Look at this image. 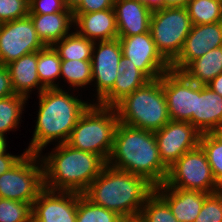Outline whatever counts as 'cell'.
<instances>
[{
	"mask_svg": "<svg viewBox=\"0 0 222 222\" xmlns=\"http://www.w3.org/2000/svg\"><path fill=\"white\" fill-rule=\"evenodd\" d=\"M61 59L53 46H45L37 51V73L41 85L38 87L41 93L45 89L58 88L54 84L55 78L60 77Z\"/></svg>",
	"mask_w": 222,
	"mask_h": 222,
	"instance_id": "d4e9b609",
	"label": "cell"
},
{
	"mask_svg": "<svg viewBox=\"0 0 222 222\" xmlns=\"http://www.w3.org/2000/svg\"><path fill=\"white\" fill-rule=\"evenodd\" d=\"M118 124L115 107L91 104L80 116L67 144L77 150L95 153L107 163Z\"/></svg>",
	"mask_w": 222,
	"mask_h": 222,
	"instance_id": "8992f818",
	"label": "cell"
},
{
	"mask_svg": "<svg viewBox=\"0 0 222 222\" xmlns=\"http://www.w3.org/2000/svg\"><path fill=\"white\" fill-rule=\"evenodd\" d=\"M122 48L119 66H136L149 80L160 78L171 69L155 46L151 33L118 36Z\"/></svg>",
	"mask_w": 222,
	"mask_h": 222,
	"instance_id": "30bf717a",
	"label": "cell"
},
{
	"mask_svg": "<svg viewBox=\"0 0 222 222\" xmlns=\"http://www.w3.org/2000/svg\"><path fill=\"white\" fill-rule=\"evenodd\" d=\"M193 126L201 134L222 131V96L207 85L196 83Z\"/></svg>",
	"mask_w": 222,
	"mask_h": 222,
	"instance_id": "e0dca14e",
	"label": "cell"
},
{
	"mask_svg": "<svg viewBox=\"0 0 222 222\" xmlns=\"http://www.w3.org/2000/svg\"><path fill=\"white\" fill-rule=\"evenodd\" d=\"M6 66L15 94L28 98L29 90L41 84L37 73V51L24 55Z\"/></svg>",
	"mask_w": 222,
	"mask_h": 222,
	"instance_id": "603a6c76",
	"label": "cell"
},
{
	"mask_svg": "<svg viewBox=\"0 0 222 222\" xmlns=\"http://www.w3.org/2000/svg\"><path fill=\"white\" fill-rule=\"evenodd\" d=\"M44 47L29 16L0 24V64L6 66Z\"/></svg>",
	"mask_w": 222,
	"mask_h": 222,
	"instance_id": "8fae6325",
	"label": "cell"
},
{
	"mask_svg": "<svg viewBox=\"0 0 222 222\" xmlns=\"http://www.w3.org/2000/svg\"><path fill=\"white\" fill-rule=\"evenodd\" d=\"M107 164L144 177L154 187L164 184L168 175V168L159 156L154 132L120 122L115 131L114 145Z\"/></svg>",
	"mask_w": 222,
	"mask_h": 222,
	"instance_id": "6da1fadb",
	"label": "cell"
},
{
	"mask_svg": "<svg viewBox=\"0 0 222 222\" xmlns=\"http://www.w3.org/2000/svg\"><path fill=\"white\" fill-rule=\"evenodd\" d=\"M182 73L199 85H207L222 73V46L192 61Z\"/></svg>",
	"mask_w": 222,
	"mask_h": 222,
	"instance_id": "cb8c5ba5",
	"label": "cell"
},
{
	"mask_svg": "<svg viewBox=\"0 0 222 222\" xmlns=\"http://www.w3.org/2000/svg\"><path fill=\"white\" fill-rule=\"evenodd\" d=\"M190 0H163V7H187Z\"/></svg>",
	"mask_w": 222,
	"mask_h": 222,
	"instance_id": "b9f144b4",
	"label": "cell"
},
{
	"mask_svg": "<svg viewBox=\"0 0 222 222\" xmlns=\"http://www.w3.org/2000/svg\"><path fill=\"white\" fill-rule=\"evenodd\" d=\"M27 100L26 97L13 94L9 97L0 99V133L17 127L20 121L23 104Z\"/></svg>",
	"mask_w": 222,
	"mask_h": 222,
	"instance_id": "4dcf8cb0",
	"label": "cell"
},
{
	"mask_svg": "<svg viewBox=\"0 0 222 222\" xmlns=\"http://www.w3.org/2000/svg\"><path fill=\"white\" fill-rule=\"evenodd\" d=\"M74 23L80 28L77 33L96 42L110 41L118 38V29L114 9L91 13H73Z\"/></svg>",
	"mask_w": 222,
	"mask_h": 222,
	"instance_id": "ffe728a7",
	"label": "cell"
},
{
	"mask_svg": "<svg viewBox=\"0 0 222 222\" xmlns=\"http://www.w3.org/2000/svg\"><path fill=\"white\" fill-rule=\"evenodd\" d=\"M207 86L210 87L215 93L222 96V73L208 83Z\"/></svg>",
	"mask_w": 222,
	"mask_h": 222,
	"instance_id": "ab89813d",
	"label": "cell"
},
{
	"mask_svg": "<svg viewBox=\"0 0 222 222\" xmlns=\"http://www.w3.org/2000/svg\"><path fill=\"white\" fill-rule=\"evenodd\" d=\"M199 145L207 156L217 183L222 188V131L201 134Z\"/></svg>",
	"mask_w": 222,
	"mask_h": 222,
	"instance_id": "83f0119b",
	"label": "cell"
},
{
	"mask_svg": "<svg viewBox=\"0 0 222 222\" xmlns=\"http://www.w3.org/2000/svg\"><path fill=\"white\" fill-rule=\"evenodd\" d=\"M139 219L142 222H179L168 203L155 190L147 197Z\"/></svg>",
	"mask_w": 222,
	"mask_h": 222,
	"instance_id": "f546056e",
	"label": "cell"
},
{
	"mask_svg": "<svg viewBox=\"0 0 222 222\" xmlns=\"http://www.w3.org/2000/svg\"><path fill=\"white\" fill-rule=\"evenodd\" d=\"M114 11L118 36L149 32L152 11L138 0H115Z\"/></svg>",
	"mask_w": 222,
	"mask_h": 222,
	"instance_id": "d6986e66",
	"label": "cell"
},
{
	"mask_svg": "<svg viewBox=\"0 0 222 222\" xmlns=\"http://www.w3.org/2000/svg\"><path fill=\"white\" fill-rule=\"evenodd\" d=\"M38 157L24 152L13 167L0 175V198L33 204L45 188L44 167L35 165Z\"/></svg>",
	"mask_w": 222,
	"mask_h": 222,
	"instance_id": "9c48e42d",
	"label": "cell"
},
{
	"mask_svg": "<svg viewBox=\"0 0 222 222\" xmlns=\"http://www.w3.org/2000/svg\"><path fill=\"white\" fill-rule=\"evenodd\" d=\"M55 153L43 159L44 187L54 191L83 193L107 164L100 156L59 143Z\"/></svg>",
	"mask_w": 222,
	"mask_h": 222,
	"instance_id": "277c9868",
	"label": "cell"
},
{
	"mask_svg": "<svg viewBox=\"0 0 222 222\" xmlns=\"http://www.w3.org/2000/svg\"><path fill=\"white\" fill-rule=\"evenodd\" d=\"M191 27L186 7H163L152 11L149 31L156 49L169 64L179 56Z\"/></svg>",
	"mask_w": 222,
	"mask_h": 222,
	"instance_id": "52a82bcc",
	"label": "cell"
},
{
	"mask_svg": "<svg viewBox=\"0 0 222 222\" xmlns=\"http://www.w3.org/2000/svg\"><path fill=\"white\" fill-rule=\"evenodd\" d=\"M0 222H32V204L0 198Z\"/></svg>",
	"mask_w": 222,
	"mask_h": 222,
	"instance_id": "d6a6232c",
	"label": "cell"
},
{
	"mask_svg": "<svg viewBox=\"0 0 222 222\" xmlns=\"http://www.w3.org/2000/svg\"><path fill=\"white\" fill-rule=\"evenodd\" d=\"M94 43V41L74 32L63 37L53 47L61 60H91Z\"/></svg>",
	"mask_w": 222,
	"mask_h": 222,
	"instance_id": "484cf974",
	"label": "cell"
},
{
	"mask_svg": "<svg viewBox=\"0 0 222 222\" xmlns=\"http://www.w3.org/2000/svg\"><path fill=\"white\" fill-rule=\"evenodd\" d=\"M165 184L171 188L214 193L221 190L200 145L183 154L168 168Z\"/></svg>",
	"mask_w": 222,
	"mask_h": 222,
	"instance_id": "ba28073f",
	"label": "cell"
},
{
	"mask_svg": "<svg viewBox=\"0 0 222 222\" xmlns=\"http://www.w3.org/2000/svg\"><path fill=\"white\" fill-rule=\"evenodd\" d=\"M21 156H13L9 153H5L0 155V175L8 171L11 167H13L21 158Z\"/></svg>",
	"mask_w": 222,
	"mask_h": 222,
	"instance_id": "f35d334b",
	"label": "cell"
},
{
	"mask_svg": "<svg viewBox=\"0 0 222 222\" xmlns=\"http://www.w3.org/2000/svg\"><path fill=\"white\" fill-rule=\"evenodd\" d=\"M122 222H142L139 217L137 218H129V219H123Z\"/></svg>",
	"mask_w": 222,
	"mask_h": 222,
	"instance_id": "f6af8a7d",
	"label": "cell"
},
{
	"mask_svg": "<svg viewBox=\"0 0 222 222\" xmlns=\"http://www.w3.org/2000/svg\"><path fill=\"white\" fill-rule=\"evenodd\" d=\"M154 190L168 203L179 222H195L208 195L197 190L171 188L165 183L154 187Z\"/></svg>",
	"mask_w": 222,
	"mask_h": 222,
	"instance_id": "ac0fdd59",
	"label": "cell"
},
{
	"mask_svg": "<svg viewBox=\"0 0 222 222\" xmlns=\"http://www.w3.org/2000/svg\"><path fill=\"white\" fill-rule=\"evenodd\" d=\"M187 10L192 25L222 22V1L190 0Z\"/></svg>",
	"mask_w": 222,
	"mask_h": 222,
	"instance_id": "4316f807",
	"label": "cell"
},
{
	"mask_svg": "<svg viewBox=\"0 0 222 222\" xmlns=\"http://www.w3.org/2000/svg\"><path fill=\"white\" fill-rule=\"evenodd\" d=\"M195 222H222V190L206 196Z\"/></svg>",
	"mask_w": 222,
	"mask_h": 222,
	"instance_id": "836d02e7",
	"label": "cell"
},
{
	"mask_svg": "<svg viewBox=\"0 0 222 222\" xmlns=\"http://www.w3.org/2000/svg\"><path fill=\"white\" fill-rule=\"evenodd\" d=\"M73 87H82L92 81L91 60H62L61 73Z\"/></svg>",
	"mask_w": 222,
	"mask_h": 222,
	"instance_id": "1f68e13d",
	"label": "cell"
},
{
	"mask_svg": "<svg viewBox=\"0 0 222 222\" xmlns=\"http://www.w3.org/2000/svg\"><path fill=\"white\" fill-rule=\"evenodd\" d=\"M94 43L91 58L92 81H97L98 102L113 88L122 58L120 40L99 41L97 55ZM95 48V49H94Z\"/></svg>",
	"mask_w": 222,
	"mask_h": 222,
	"instance_id": "2e32d148",
	"label": "cell"
},
{
	"mask_svg": "<svg viewBox=\"0 0 222 222\" xmlns=\"http://www.w3.org/2000/svg\"><path fill=\"white\" fill-rule=\"evenodd\" d=\"M143 2L151 11L163 8V0H138Z\"/></svg>",
	"mask_w": 222,
	"mask_h": 222,
	"instance_id": "60d3db41",
	"label": "cell"
},
{
	"mask_svg": "<svg viewBox=\"0 0 222 222\" xmlns=\"http://www.w3.org/2000/svg\"><path fill=\"white\" fill-rule=\"evenodd\" d=\"M6 153V139L4 137V134L0 133V155H3Z\"/></svg>",
	"mask_w": 222,
	"mask_h": 222,
	"instance_id": "ee69618b",
	"label": "cell"
},
{
	"mask_svg": "<svg viewBox=\"0 0 222 222\" xmlns=\"http://www.w3.org/2000/svg\"><path fill=\"white\" fill-rule=\"evenodd\" d=\"M72 12L68 10L64 0H29V14H51Z\"/></svg>",
	"mask_w": 222,
	"mask_h": 222,
	"instance_id": "d590c367",
	"label": "cell"
},
{
	"mask_svg": "<svg viewBox=\"0 0 222 222\" xmlns=\"http://www.w3.org/2000/svg\"><path fill=\"white\" fill-rule=\"evenodd\" d=\"M154 134L160 159L167 168L183 154L196 148L201 136V133L190 122L173 120Z\"/></svg>",
	"mask_w": 222,
	"mask_h": 222,
	"instance_id": "7c38bea8",
	"label": "cell"
},
{
	"mask_svg": "<svg viewBox=\"0 0 222 222\" xmlns=\"http://www.w3.org/2000/svg\"><path fill=\"white\" fill-rule=\"evenodd\" d=\"M150 81L136 66H119L113 88L97 103L115 107L126 96Z\"/></svg>",
	"mask_w": 222,
	"mask_h": 222,
	"instance_id": "7402d4cb",
	"label": "cell"
},
{
	"mask_svg": "<svg viewBox=\"0 0 222 222\" xmlns=\"http://www.w3.org/2000/svg\"><path fill=\"white\" fill-rule=\"evenodd\" d=\"M83 0H64L68 10L72 12L82 3Z\"/></svg>",
	"mask_w": 222,
	"mask_h": 222,
	"instance_id": "7bdbcfd3",
	"label": "cell"
},
{
	"mask_svg": "<svg viewBox=\"0 0 222 222\" xmlns=\"http://www.w3.org/2000/svg\"><path fill=\"white\" fill-rule=\"evenodd\" d=\"M115 109L120 123L151 132L160 130L170 121L162 76L126 96Z\"/></svg>",
	"mask_w": 222,
	"mask_h": 222,
	"instance_id": "5b68a950",
	"label": "cell"
},
{
	"mask_svg": "<svg viewBox=\"0 0 222 222\" xmlns=\"http://www.w3.org/2000/svg\"><path fill=\"white\" fill-rule=\"evenodd\" d=\"M44 188L32 204L33 222H76L78 193Z\"/></svg>",
	"mask_w": 222,
	"mask_h": 222,
	"instance_id": "5bb4252c",
	"label": "cell"
},
{
	"mask_svg": "<svg viewBox=\"0 0 222 222\" xmlns=\"http://www.w3.org/2000/svg\"><path fill=\"white\" fill-rule=\"evenodd\" d=\"M123 218L114 211L96 205L78 193L76 222H122Z\"/></svg>",
	"mask_w": 222,
	"mask_h": 222,
	"instance_id": "f1b7e54d",
	"label": "cell"
},
{
	"mask_svg": "<svg viewBox=\"0 0 222 222\" xmlns=\"http://www.w3.org/2000/svg\"><path fill=\"white\" fill-rule=\"evenodd\" d=\"M168 115L173 121H187L193 125L196 105V83L182 72L169 70L162 75Z\"/></svg>",
	"mask_w": 222,
	"mask_h": 222,
	"instance_id": "4fadbf2b",
	"label": "cell"
},
{
	"mask_svg": "<svg viewBox=\"0 0 222 222\" xmlns=\"http://www.w3.org/2000/svg\"><path fill=\"white\" fill-rule=\"evenodd\" d=\"M37 124L26 152L39 154L53 139L67 143L80 116L91 104L69 95L60 88L45 89L39 93Z\"/></svg>",
	"mask_w": 222,
	"mask_h": 222,
	"instance_id": "3957f363",
	"label": "cell"
},
{
	"mask_svg": "<svg viewBox=\"0 0 222 222\" xmlns=\"http://www.w3.org/2000/svg\"><path fill=\"white\" fill-rule=\"evenodd\" d=\"M222 46V22L192 25L179 56L170 64L171 70L182 72L192 61Z\"/></svg>",
	"mask_w": 222,
	"mask_h": 222,
	"instance_id": "9a60e30c",
	"label": "cell"
},
{
	"mask_svg": "<svg viewBox=\"0 0 222 222\" xmlns=\"http://www.w3.org/2000/svg\"><path fill=\"white\" fill-rule=\"evenodd\" d=\"M38 38L45 46H54L69 35L70 24L74 23L73 12L51 14H29Z\"/></svg>",
	"mask_w": 222,
	"mask_h": 222,
	"instance_id": "44dd1931",
	"label": "cell"
},
{
	"mask_svg": "<svg viewBox=\"0 0 222 222\" xmlns=\"http://www.w3.org/2000/svg\"><path fill=\"white\" fill-rule=\"evenodd\" d=\"M154 186L144 177L108 164L82 193L96 205L116 212L123 219L137 218Z\"/></svg>",
	"mask_w": 222,
	"mask_h": 222,
	"instance_id": "7a4b0ae2",
	"label": "cell"
},
{
	"mask_svg": "<svg viewBox=\"0 0 222 222\" xmlns=\"http://www.w3.org/2000/svg\"><path fill=\"white\" fill-rule=\"evenodd\" d=\"M29 15V0H0V24Z\"/></svg>",
	"mask_w": 222,
	"mask_h": 222,
	"instance_id": "e575fe53",
	"label": "cell"
},
{
	"mask_svg": "<svg viewBox=\"0 0 222 222\" xmlns=\"http://www.w3.org/2000/svg\"><path fill=\"white\" fill-rule=\"evenodd\" d=\"M115 0H83L73 13H91L106 9H114Z\"/></svg>",
	"mask_w": 222,
	"mask_h": 222,
	"instance_id": "8d00e7d4",
	"label": "cell"
},
{
	"mask_svg": "<svg viewBox=\"0 0 222 222\" xmlns=\"http://www.w3.org/2000/svg\"><path fill=\"white\" fill-rule=\"evenodd\" d=\"M15 94L7 66L0 64V99Z\"/></svg>",
	"mask_w": 222,
	"mask_h": 222,
	"instance_id": "74e56055",
	"label": "cell"
}]
</instances>
